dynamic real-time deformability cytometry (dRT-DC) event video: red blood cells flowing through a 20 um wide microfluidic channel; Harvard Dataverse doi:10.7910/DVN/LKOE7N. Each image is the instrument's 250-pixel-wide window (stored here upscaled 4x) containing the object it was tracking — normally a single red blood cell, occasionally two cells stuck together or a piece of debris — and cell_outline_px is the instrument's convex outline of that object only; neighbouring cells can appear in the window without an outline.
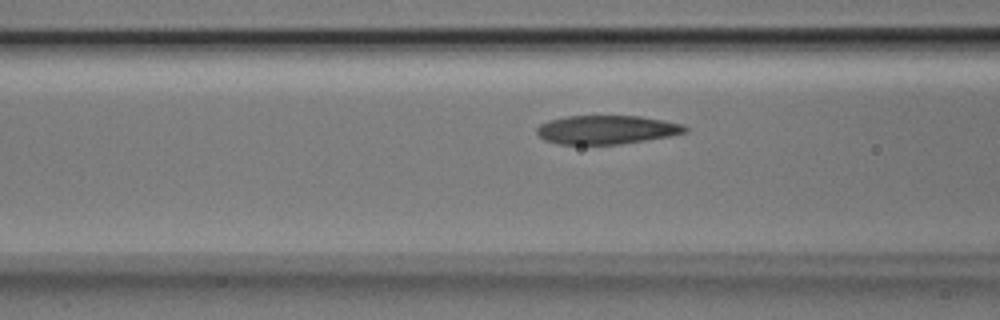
{"species": "Egyptian fruit bat (a non-hibernating species)", "species_latin": "Rousettus aegyptiacus", "temperature_condition": "room temperature", "stored_images_in_passage": 21, "camera_frame_rate_fps": 3000, "um_per_image_px": 0.085, "animal": {"sex": "male"}, "frame": {"image": 1, "passage_image": 15, "time_ms": 4.667, "image_size_px": [1000, 320], "cell_outline_px": [[688, 132], [668, 136], [620, 144], [560, 144], [544, 140], [536, 132], [536, 128], [540, 124], [548, 120], [568, 116], [640, 116], [664, 120], [684, 124], [688, 128]], "centroid_in_image_um": [51.56, 11.02], "position_along_channel_um": 115.0, "area_um2": 24.8}}
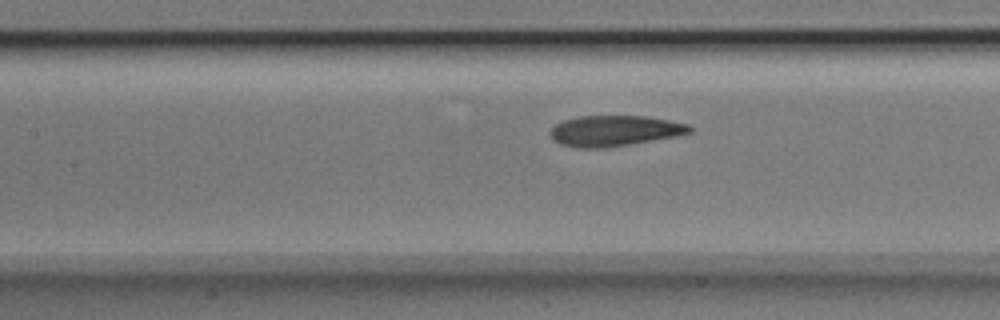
{"frame": {"image": 2, "passage_image": 18, "time_ms": 5.667, "image_size_px": [1000, 320], "cell_outline_px": [[692, 132], [676, 136], [608, 148], [576, 148], [560, 144], [552, 140], [552, 128], [556, 124], [564, 120], [580, 116], [648, 116], [688, 124], [692, 128]], "centroid_in_image_um": [52.24, 11.12], "position_along_channel_um": 155.2, "area_um2": 24.91}}